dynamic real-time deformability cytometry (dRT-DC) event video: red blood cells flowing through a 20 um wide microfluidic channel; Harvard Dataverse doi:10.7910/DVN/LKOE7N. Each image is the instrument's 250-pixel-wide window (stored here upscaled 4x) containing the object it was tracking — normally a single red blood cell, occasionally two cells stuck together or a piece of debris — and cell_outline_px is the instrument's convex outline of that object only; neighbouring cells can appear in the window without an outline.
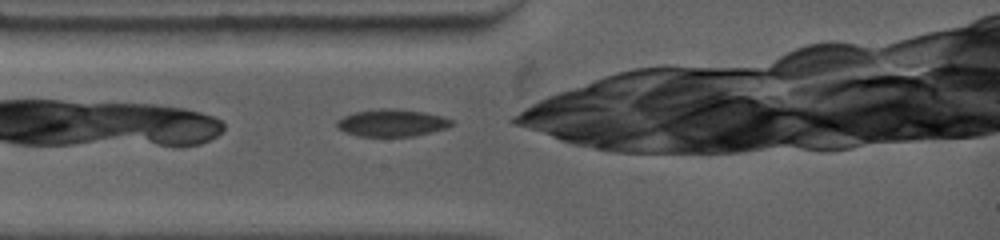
{"species": "common noctule bat (a hibernating species)", "species_latin": "Nyctalus noctula", "temperature_condition": "warm", "stored_images_in_passage": 15, "camera_frame_rate_fps": 4500, "um_per_image_px": 0.085, "animal": {"sex": "female", "body_mass_g": 19.0, "forearm_length_mm": 53.3}, "frame": {"image": 1, "passage_image": 1, "time_ms": 0.0, "image_size_px": [1000, 240], "cell_outline_px": [[452, 124], [444, 128], [412, 136], [360, 136], [344, 132], [336, 124], [336, 120], [344, 116], [356, 112], [380, 108], [396, 108], [424, 112], [440, 116], [452, 120]], "centroid_in_image_um": [33.26, 10.43], "position_along_channel_um": 51.7, "area_um2": 17.86}}
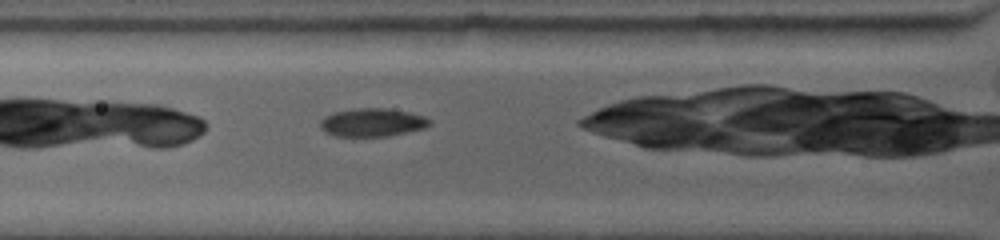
{"frame": {"image": 2, "passage_image": 5, "time_ms": 1.111, "image_size_px": [1000, 240], "cell_outline_px": [[432, 124], [424, 128], [384, 136], [336, 136], [320, 128], [320, 120], [324, 116], [336, 112], [356, 108], [384, 108], [408, 112], [424, 116], [432, 120]], "centroid_in_image_um": [31.65, 10.4], "position_along_channel_um": 94.1, "area_um2": 17.74}}